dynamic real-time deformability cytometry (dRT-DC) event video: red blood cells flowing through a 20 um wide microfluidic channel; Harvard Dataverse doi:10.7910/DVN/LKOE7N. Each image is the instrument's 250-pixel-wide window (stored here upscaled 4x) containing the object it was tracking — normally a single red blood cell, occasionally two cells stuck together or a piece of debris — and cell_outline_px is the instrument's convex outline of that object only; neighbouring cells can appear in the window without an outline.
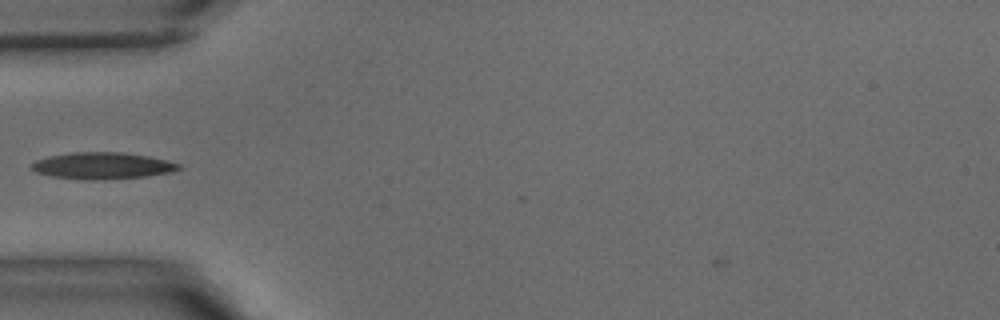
{"species": "common noctule bat (a hibernating species)", "species_latin": "Nyctalus noctula", "temperature_condition": "warm", "stored_images_in_passage": 30, "camera_frame_rate_fps": 3000, "um_per_image_px": 0.085, "animal": {"sex": "male", "body_mass_g": 15.6}, "frame": {"image": 1, "passage_image": 3, "time_ms": 0.667, "image_size_px": [1000, 320], "cell_outline_px": [[184, 168], [172, 172], [148, 176], [48, 176], [36, 172], [32, 168], [32, 164], [36, 160], [48, 156], [72, 152], [120, 152], [148, 156], [180, 164]], "centroid_in_image_um": [8.75, 14.02], "position_along_channel_um": 76.3, "area_um2": 21.33}}
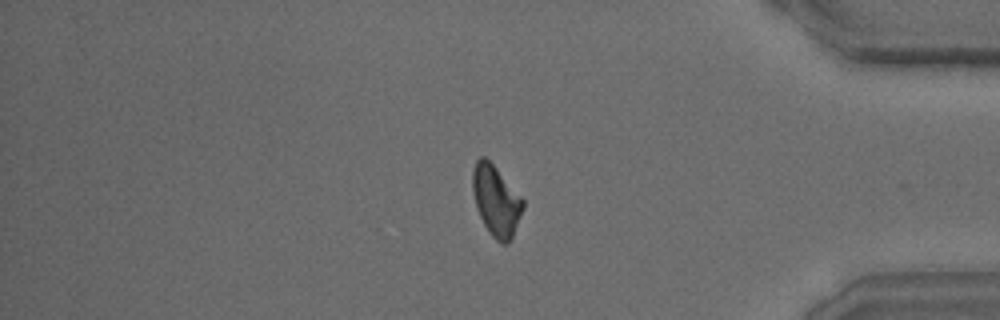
{"frame": {"image": 2, "passage_image": 24, "time_ms": 7.667, "image_size_px": [1000, 320], "cell_outline_px": [[524, 208], [512, 240], [508, 244], [500, 244], [488, 232], [476, 208], [472, 188], [472, 168], [476, 160], [480, 156], [484, 156], [496, 168], [524, 200]], "centroid_in_image_um": [42.16, 17.09], "position_along_channel_um": 393.0, "area_um2": 20.87}}
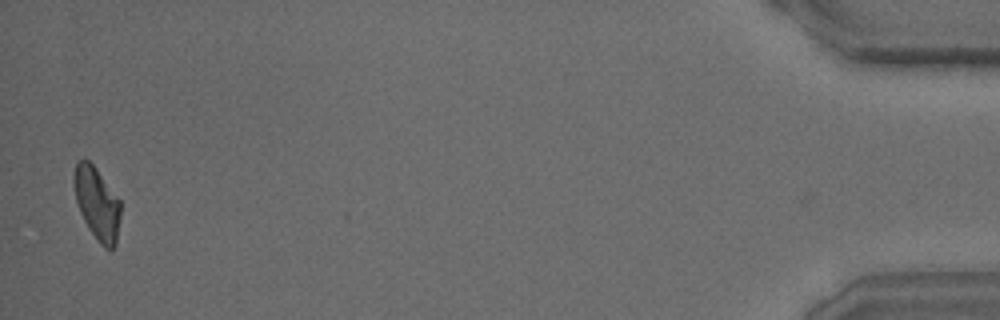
{"frame": {"image": 3, "passage_image": 30, "time_ms": 9.667, "image_size_px": [1000, 320], "cell_outline_px": [[120, 216], [116, 244], [112, 248], [104, 248], [100, 244], [88, 228], [80, 212], [76, 200], [72, 180], [72, 176], [76, 164], [80, 160], [88, 160], [92, 164], [120, 200]], "centroid_in_image_um": [8.23, 17.3], "position_along_channel_um": 427.0, "area_um2": 19.48}}